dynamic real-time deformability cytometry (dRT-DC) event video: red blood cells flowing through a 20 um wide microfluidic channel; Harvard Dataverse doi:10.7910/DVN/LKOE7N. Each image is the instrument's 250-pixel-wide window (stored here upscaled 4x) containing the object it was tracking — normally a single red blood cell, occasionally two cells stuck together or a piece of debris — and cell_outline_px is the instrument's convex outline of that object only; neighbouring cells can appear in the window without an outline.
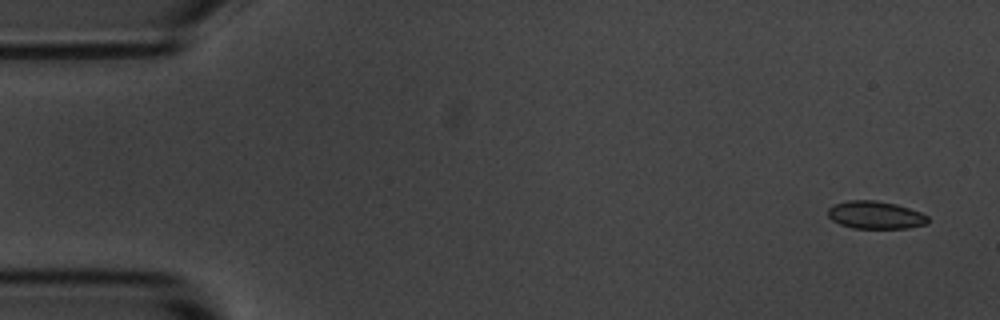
{"species": "common noctule bat (a hibernating species)", "species_latin": "Nyctalus noctula", "temperature_condition": "room temperature", "stored_images_in_passage": 5, "camera_frame_rate_fps": 3000, "um_per_image_px": 0.085, "animal": {"sex": "male", "body_mass_g": 20.1, "forearm_length_mm": 53.5}, "frame": {"image": 1, "passage_image": 1, "time_ms": 0.0, "image_size_px": [1000, 320], "cell_outline_px": [[928, 224], [908, 228], [852, 228], [840, 224], [832, 220], [828, 216], [828, 208], [836, 204], [848, 200], [876, 200], [896, 204], [920, 212], [928, 216]], "centroid_in_image_um": [74.42, 18.28], "position_along_channel_um": 10.6, "area_um2": 16.13}}
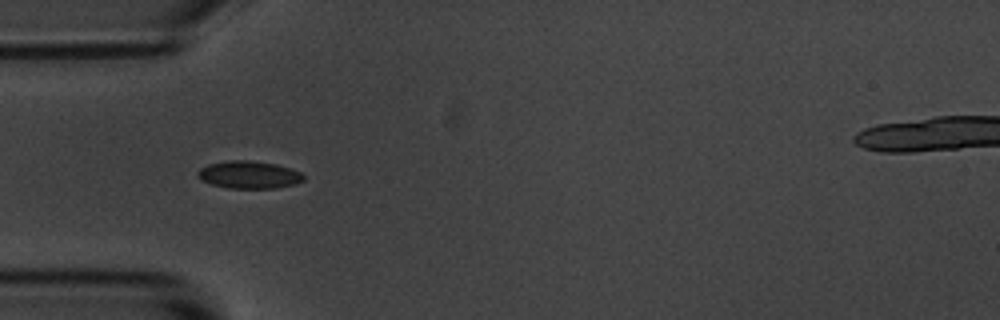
{"frame": {"image": 2, "passage_image": 5, "time_ms": 1.333, "image_size_px": [1000, 320], "cell_outline_px": [[304, 180], [296, 184], [276, 188], [228, 188], [212, 184], [200, 180], [196, 176], [196, 172], [200, 168], [208, 164], [228, 160], [248, 160], [276, 164], [300, 172], [304, 176]], "centroid_in_image_um": [21.13, 14.85], "position_along_channel_um": 63.9, "area_um2": 17.05}}